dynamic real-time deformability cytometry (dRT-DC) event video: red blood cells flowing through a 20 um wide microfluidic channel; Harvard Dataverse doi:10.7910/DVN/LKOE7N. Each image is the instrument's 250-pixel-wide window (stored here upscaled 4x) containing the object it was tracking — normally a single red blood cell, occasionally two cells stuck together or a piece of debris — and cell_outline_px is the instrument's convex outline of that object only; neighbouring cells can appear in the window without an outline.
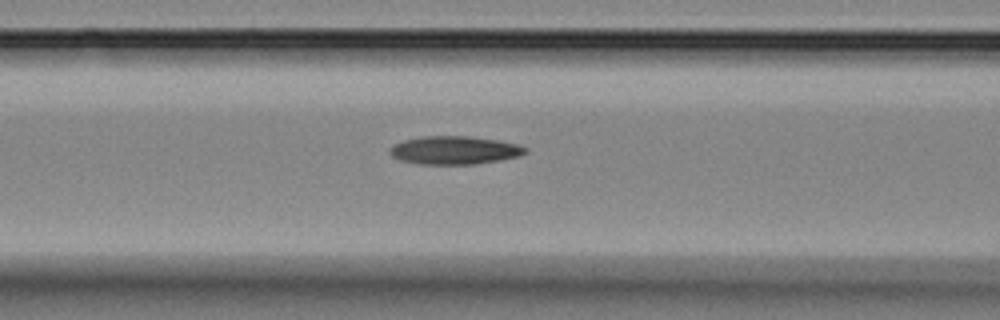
{"species": "Egyptian fruit bat (a non-hibernating species)", "species_latin": "Rousettus aegyptiacus", "temperature_condition": "room temperature", "stored_images_in_passage": 6, "camera_frame_rate_fps": 3000, "um_per_image_px": 0.085, "animal": {"sex": "female"}, "frame": {"image": 1, "passage_image": 6, "time_ms": 6.667, "image_size_px": [1000, 320], "cell_outline_px": [[528, 152], [520, 156], [500, 160], [476, 164], [416, 164], [400, 160], [392, 156], [388, 152], [388, 148], [392, 144], [404, 140], [420, 136], [472, 136], [496, 140], [516, 144], [528, 148]], "centroid_in_image_um": [38.59, 12.77], "position_along_channel_um": 128.0, "area_um2": 22.54}}